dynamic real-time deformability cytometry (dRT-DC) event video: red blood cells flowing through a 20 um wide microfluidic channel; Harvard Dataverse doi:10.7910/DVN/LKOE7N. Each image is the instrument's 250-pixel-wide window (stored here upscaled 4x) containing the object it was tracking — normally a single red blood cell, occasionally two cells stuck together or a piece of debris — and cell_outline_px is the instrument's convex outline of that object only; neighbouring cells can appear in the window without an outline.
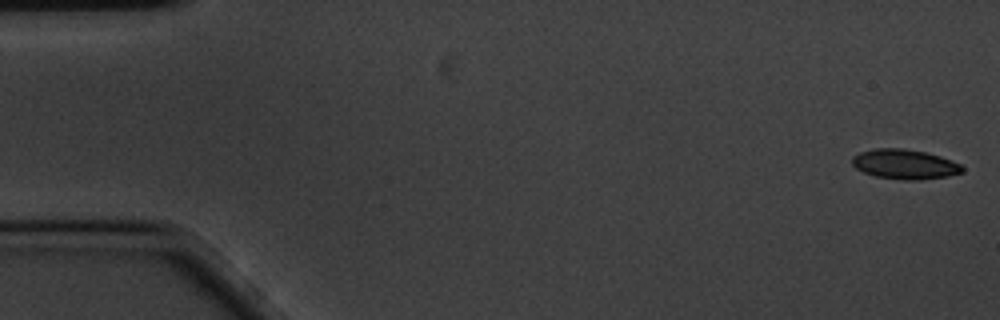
{"species": "common noctule bat (a hibernating species)", "species_latin": "Nyctalus noctula", "temperature_condition": "cold", "stored_images_in_passage": 17, "camera_frame_rate_fps": 3000, "um_per_image_px": 0.085, "animal": {"sex": "male", "body_mass_g": 20.1, "forearm_length_mm": 53.5}, "frame": {"image": 1, "passage_image": 1, "time_ms": 0.0, "image_size_px": [1000, 320], "cell_outline_px": [[964, 172], [948, 176], [920, 180], [904, 180], [876, 176], [864, 172], [856, 168], [852, 164], [852, 156], [860, 152], [876, 148], [900, 148], [924, 152], [940, 156], [952, 160], [960, 164], [964, 168]], "centroid_in_image_um": [76.91, 13.96], "position_along_channel_um": 8.1, "area_um2": 19.07}}